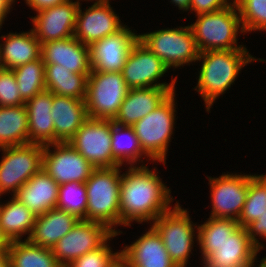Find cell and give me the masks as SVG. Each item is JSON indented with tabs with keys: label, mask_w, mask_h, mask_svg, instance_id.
Masks as SVG:
<instances>
[{
	"label": "cell",
	"mask_w": 266,
	"mask_h": 267,
	"mask_svg": "<svg viewBox=\"0 0 266 267\" xmlns=\"http://www.w3.org/2000/svg\"><path fill=\"white\" fill-rule=\"evenodd\" d=\"M26 4L35 11H40L45 8H50L57 4H61L66 0H25Z\"/></svg>",
	"instance_id": "obj_40"
},
{
	"label": "cell",
	"mask_w": 266,
	"mask_h": 267,
	"mask_svg": "<svg viewBox=\"0 0 266 267\" xmlns=\"http://www.w3.org/2000/svg\"><path fill=\"white\" fill-rule=\"evenodd\" d=\"M120 167L95 168L85 182L86 220L101 223L115 234L121 232L114 228L120 225Z\"/></svg>",
	"instance_id": "obj_4"
},
{
	"label": "cell",
	"mask_w": 266,
	"mask_h": 267,
	"mask_svg": "<svg viewBox=\"0 0 266 267\" xmlns=\"http://www.w3.org/2000/svg\"><path fill=\"white\" fill-rule=\"evenodd\" d=\"M56 208L71 213L79 220H86V184L73 181L59 185Z\"/></svg>",
	"instance_id": "obj_34"
},
{
	"label": "cell",
	"mask_w": 266,
	"mask_h": 267,
	"mask_svg": "<svg viewBox=\"0 0 266 267\" xmlns=\"http://www.w3.org/2000/svg\"><path fill=\"white\" fill-rule=\"evenodd\" d=\"M113 120L88 118L68 141L95 168L122 166L112 152Z\"/></svg>",
	"instance_id": "obj_11"
},
{
	"label": "cell",
	"mask_w": 266,
	"mask_h": 267,
	"mask_svg": "<svg viewBox=\"0 0 266 267\" xmlns=\"http://www.w3.org/2000/svg\"><path fill=\"white\" fill-rule=\"evenodd\" d=\"M126 26L89 46L92 71L121 72L138 35Z\"/></svg>",
	"instance_id": "obj_16"
},
{
	"label": "cell",
	"mask_w": 266,
	"mask_h": 267,
	"mask_svg": "<svg viewBox=\"0 0 266 267\" xmlns=\"http://www.w3.org/2000/svg\"><path fill=\"white\" fill-rule=\"evenodd\" d=\"M29 144L25 104L0 106V148Z\"/></svg>",
	"instance_id": "obj_29"
},
{
	"label": "cell",
	"mask_w": 266,
	"mask_h": 267,
	"mask_svg": "<svg viewBox=\"0 0 266 267\" xmlns=\"http://www.w3.org/2000/svg\"><path fill=\"white\" fill-rule=\"evenodd\" d=\"M124 27L109 2H95L85 12H82L79 6L73 36L84 45L90 46L106 36L119 32Z\"/></svg>",
	"instance_id": "obj_18"
},
{
	"label": "cell",
	"mask_w": 266,
	"mask_h": 267,
	"mask_svg": "<svg viewBox=\"0 0 266 267\" xmlns=\"http://www.w3.org/2000/svg\"><path fill=\"white\" fill-rule=\"evenodd\" d=\"M46 90L59 96L85 99L87 79L85 74L73 73L58 64H45Z\"/></svg>",
	"instance_id": "obj_28"
},
{
	"label": "cell",
	"mask_w": 266,
	"mask_h": 267,
	"mask_svg": "<svg viewBox=\"0 0 266 267\" xmlns=\"http://www.w3.org/2000/svg\"><path fill=\"white\" fill-rule=\"evenodd\" d=\"M55 143L68 142L88 119L85 99L52 94Z\"/></svg>",
	"instance_id": "obj_22"
},
{
	"label": "cell",
	"mask_w": 266,
	"mask_h": 267,
	"mask_svg": "<svg viewBox=\"0 0 266 267\" xmlns=\"http://www.w3.org/2000/svg\"><path fill=\"white\" fill-rule=\"evenodd\" d=\"M266 212V184L257 176L252 175L248 181V193L238 224L246 228Z\"/></svg>",
	"instance_id": "obj_33"
},
{
	"label": "cell",
	"mask_w": 266,
	"mask_h": 267,
	"mask_svg": "<svg viewBox=\"0 0 266 267\" xmlns=\"http://www.w3.org/2000/svg\"><path fill=\"white\" fill-rule=\"evenodd\" d=\"M259 267H266V257H264L263 259H261L260 265H258Z\"/></svg>",
	"instance_id": "obj_46"
},
{
	"label": "cell",
	"mask_w": 266,
	"mask_h": 267,
	"mask_svg": "<svg viewBox=\"0 0 266 267\" xmlns=\"http://www.w3.org/2000/svg\"><path fill=\"white\" fill-rule=\"evenodd\" d=\"M41 58L44 64L62 65L73 73L87 77L92 72L89 46L74 36L41 43Z\"/></svg>",
	"instance_id": "obj_19"
},
{
	"label": "cell",
	"mask_w": 266,
	"mask_h": 267,
	"mask_svg": "<svg viewBox=\"0 0 266 267\" xmlns=\"http://www.w3.org/2000/svg\"><path fill=\"white\" fill-rule=\"evenodd\" d=\"M91 1V0H90ZM93 1V0H92ZM96 3H105V2H109V0H95ZM77 3H80L79 0L76 1Z\"/></svg>",
	"instance_id": "obj_47"
},
{
	"label": "cell",
	"mask_w": 266,
	"mask_h": 267,
	"mask_svg": "<svg viewBox=\"0 0 266 267\" xmlns=\"http://www.w3.org/2000/svg\"><path fill=\"white\" fill-rule=\"evenodd\" d=\"M80 3L66 0L50 8L38 11L31 17L32 31L41 42L62 40L74 35L76 17Z\"/></svg>",
	"instance_id": "obj_17"
},
{
	"label": "cell",
	"mask_w": 266,
	"mask_h": 267,
	"mask_svg": "<svg viewBox=\"0 0 266 267\" xmlns=\"http://www.w3.org/2000/svg\"><path fill=\"white\" fill-rule=\"evenodd\" d=\"M240 14L243 32L266 30V0H233Z\"/></svg>",
	"instance_id": "obj_35"
},
{
	"label": "cell",
	"mask_w": 266,
	"mask_h": 267,
	"mask_svg": "<svg viewBox=\"0 0 266 267\" xmlns=\"http://www.w3.org/2000/svg\"><path fill=\"white\" fill-rule=\"evenodd\" d=\"M74 215L65 210L53 208L36 217L29 242L45 248H52L78 222Z\"/></svg>",
	"instance_id": "obj_25"
},
{
	"label": "cell",
	"mask_w": 266,
	"mask_h": 267,
	"mask_svg": "<svg viewBox=\"0 0 266 267\" xmlns=\"http://www.w3.org/2000/svg\"><path fill=\"white\" fill-rule=\"evenodd\" d=\"M252 175L222 174L209 177L214 218L238 220L248 193V181Z\"/></svg>",
	"instance_id": "obj_15"
},
{
	"label": "cell",
	"mask_w": 266,
	"mask_h": 267,
	"mask_svg": "<svg viewBox=\"0 0 266 267\" xmlns=\"http://www.w3.org/2000/svg\"><path fill=\"white\" fill-rule=\"evenodd\" d=\"M10 242L6 239L0 229V250L1 249H8Z\"/></svg>",
	"instance_id": "obj_45"
},
{
	"label": "cell",
	"mask_w": 266,
	"mask_h": 267,
	"mask_svg": "<svg viewBox=\"0 0 266 267\" xmlns=\"http://www.w3.org/2000/svg\"><path fill=\"white\" fill-rule=\"evenodd\" d=\"M15 0H0V15L6 18Z\"/></svg>",
	"instance_id": "obj_41"
},
{
	"label": "cell",
	"mask_w": 266,
	"mask_h": 267,
	"mask_svg": "<svg viewBox=\"0 0 266 267\" xmlns=\"http://www.w3.org/2000/svg\"><path fill=\"white\" fill-rule=\"evenodd\" d=\"M50 147L55 150L50 151ZM42 168L59 185L73 181L85 183L95 169L69 142L45 145Z\"/></svg>",
	"instance_id": "obj_13"
},
{
	"label": "cell",
	"mask_w": 266,
	"mask_h": 267,
	"mask_svg": "<svg viewBox=\"0 0 266 267\" xmlns=\"http://www.w3.org/2000/svg\"><path fill=\"white\" fill-rule=\"evenodd\" d=\"M4 20H5V18L0 15V28H2L1 26H2Z\"/></svg>",
	"instance_id": "obj_49"
},
{
	"label": "cell",
	"mask_w": 266,
	"mask_h": 267,
	"mask_svg": "<svg viewBox=\"0 0 266 267\" xmlns=\"http://www.w3.org/2000/svg\"><path fill=\"white\" fill-rule=\"evenodd\" d=\"M36 215L23 205L16 197L0 205V229L9 242L21 241L28 233L29 238Z\"/></svg>",
	"instance_id": "obj_27"
},
{
	"label": "cell",
	"mask_w": 266,
	"mask_h": 267,
	"mask_svg": "<svg viewBox=\"0 0 266 267\" xmlns=\"http://www.w3.org/2000/svg\"><path fill=\"white\" fill-rule=\"evenodd\" d=\"M266 184V175H257Z\"/></svg>",
	"instance_id": "obj_48"
},
{
	"label": "cell",
	"mask_w": 266,
	"mask_h": 267,
	"mask_svg": "<svg viewBox=\"0 0 266 267\" xmlns=\"http://www.w3.org/2000/svg\"><path fill=\"white\" fill-rule=\"evenodd\" d=\"M0 69H3L2 62H1V53H0Z\"/></svg>",
	"instance_id": "obj_50"
},
{
	"label": "cell",
	"mask_w": 266,
	"mask_h": 267,
	"mask_svg": "<svg viewBox=\"0 0 266 267\" xmlns=\"http://www.w3.org/2000/svg\"><path fill=\"white\" fill-rule=\"evenodd\" d=\"M129 90L121 72L92 71L85 98L88 118L114 120Z\"/></svg>",
	"instance_id": "obj_7"
},
{
	"label": "cell",
	"mask_w": 266,
	"mask_h": 267,
	"mask_svg": "<svg viewBox=\"0 0 266 267\" xmlns=\"http://www.w3.org/2000/svg\"><path fill=\"white\" fill-rule=\"evenodd\" d=\"M231 4L228 0H191L189 9L199 15L220 11Z\"/></svg>",
	"instance_id": "obj_38"
},
{
	"label": "cell",
	"mask_w": 266,
	"mask_h": 267,
	"mask_svg": "<svg viewBox=\"0 0 266 267\" xmlns=\"http://www.w3.org/2000/svg\"><path fill=\"white\" fill-rule=\"evenodd\" d=\"M195 228L204 267H249L259 248L236 220L209 217Z\"/></svg>",
	"instance_id": "obj_1"
},
{
	"label": "cell",
	"mask_w": 266,
	"mask_h": 267,
	"mask_svg": "<svg viewBox=\"0 0 266 267\" xmlns=\"http://www.w3.org/2000/svg\"><path fill=\"white\" fill-rule=\"evenodd\" d=\"M7 255L9 267H61L50 248L27 239L10 242Z\"/></svg>",
	"instance_id": "obj_30"
},
{
	"label": "cell",
	"mask_w": 266,
	"mask_h": 267,
	"mask_svg": "<svg viewBox=\"0 0 266 267\" xmlns=\"http://www.w3.org/2000/svg\"><path fill=\"white\" fill-rule=\"evenodd\" d=\"M59 184L42 168L14 195L36 216L56 208Z\"/></svg>",
	"instance_id": "obj_23"
},
{
	"label": "cell",
	"mask_w": 266,
	"mask_h": 267,
	"mask_svg": "<svg viewBox=\"0 0 266 267\" xmlns=\"http://www.w3.org/2000/svg\"><path fill=\"white\" fill-rule=\"evenodd\" d=\"M109 267H132L129 262L119 254L109 265Z\"/></svg>",
	"instance_id": "obj_42"
},
{
	"label": "cell",
	"mask_w": 266,
	"mask_h": 267,
	"mask_svg": "<svg viewBox=\"0 0 266 267\" xmlns=\"http://www.w3.org/2000/svg\"><path fill=\"white\" fill-rule=\"evenodd\" d=\"M168 69L170 68L162 60L137 40L128 54L121 73L130 89L146 87L175 88L176 78L169 84L157 82L159 78L167 73Z\"/></svg>",
	"instance_id": "obj_14"
},
{
	"label": "cell",
	"mask_w": 266,
	"mask_h": 267,
	"mask_svg": "<svg viewBox=\"0 0 266 267\" xmlns=\"http://www.w3.org/2000/svg\"><path fill=\"white\" fill-rule=\"evenodd\" d=\"M158 173L143 164L130 166L122 174L120 182V225L131 226V222H148L170 211L173 202L170 189L165 186Z\"/></svg>",
	"instance_id": "obj_2"
},
{
	"label": "cell",
	"mask_w": 266,
	"mask_h": 267,
	"mask_svg": "<svg viewBox=\"0 0 266 267\" xmlns=\"http://www.w3.org/2000/svg\"><path fill=\"white\" fill-rule=\"evenodd\" d=\"M1 149L4 155L0 162V196L8 191L14 196L42 169L44 146L29 143Z\"/></svg>",
	"instance_id": "obj_9"
},
{
	"label": "cell",
	"mask_w": 266,
	"mask_h": 267,
	"mask_svg": "<svg viewBox=\"0 0 266 267\" xmlns=\"http://www.w3.org/2000/svg\"><path fill=\"white\" fill-rule=\"evenodd\" d=\"M172 92H175V88L130 89L113 122L121 126H133L155 110Z\"/></svg>",
	"instance_id": "obj_20"
},
{
	"label": "cell",
	"mask_w": 266,
	"mask_h": 267,
	"mask_svg": "<svg viewBox=\"0 0 266 267\" xmlns=\"http://www.w3.org/2000/svg\"><path fill=\"white\" fill-rule=\"evenodd\" d=\"M12 70L16 77L20 96L24 101L46 90L45 64L41 57Z\"/></svg>",
	"instance_id": "obj_32"
},
{
	"label": "cell",
	"mask_w": 266,
	"mask_h": 267,
	"mask_svg": "<svg viewBox=\"0 0 266 267\" xmlns=\"http://www.w3.org/2000/svg\"><path fill=\"white\" fill-rule=\"evenodd\" d=\"M228 7L197 16L196 22L190 24L199 52L210 50L246 49L237 45L238 30L244 33L240 14L234 1ZM236 45V46H235Z\"/></svg>",
	"instance_id": "obj_5"
},
{
	"label": "cell",
	"mask_w": 266,
	"mask_h": 267,
	"mask_svg": "<svg viewBox=\"0 0 266 267\" xmlns=\"http://www.w3.org/2000/svg\"><path fill=\"white\" fill-rule=\"evenodd\" d=\"M25 101L20 96L12 69H0V106H20Z\"/></svg>",
	"instance_id": "obj_36"
},
{
	"label": "cell",
	"mask_w": 266,
	"mask_h": 267,
	"mask_svg": "<svg viewBox=\"0 0 266 267\" xmlns=\"http://www.w3.org/2000/svg\"><path fill=\"white\" fill-rule=\"evenodd\" d=\"M119 254L120 252L113 253L106 242L100 248L89 251L75 259L66 267H109Z\"/></svg>",
	"instance_id": "obj_37"
},
{
	"label": "cell",
	"mask_w": 266,
	"mask_h": 267,
	"mask_svg": "<svg viewBox=\"0 0 266 267\" xmlns=\"http://www.w3.org/2000/svg\"><path fill=\"white\" fill-rule=\"evenodd\" d=\"M186 209L176 202L172 210L159 215L152 226L162 237L163 244L177 267H186L193 247L194 229Z\"/></svg>",
	"instance_id": "obj_10"
},
{
	"label": "cell",
	"mask_w": 266,
	"mask_h": 267,
	"mask_svg": "<svg viewBox=\"0 0 266 267\" xmlns=\"http://www.w3.org/2000/svg\"><path fill=\"white\" fill-rule=\"evenodd\" d=\"M28 114L29 143L48 145L55 143L54 121L51 117L52 93L44 90L25 101Z\"/></svg>",
	"instance_id": "obj_24"
},
{
	"label": "cell",
	"mask_w": 266,
	"mask_h": 267,
	"mask_svg": "<svg viewBox=\"0 0 266 267\" xmlns=\"http://www.w3.org/2000/svg\"><path fill=\"white\" fill-rule=\"evenodd\" d=\"M246 229L252 242L259 249H263L264 247L259 243V240L258 238H256V235H259L261 238L263 237L266 240V212L259 216L256 221L249 224Z\"/></svg>",
	"instance_id": "obj_39"
},
{
	"label": "cell",
	"mask_w": 266,
	"mask_h": 267,
	"mask_svg": "<svg viewBox=\"0 0 266 267\" xmlns=\"http://www.w3.org/2000/svg\"><path fill=\"white\" fill-rule=\"evenodd\" d=\"M0 267H9L7 249L0 250Z\"/></svg>",
	"instance_id": "obj_44"
},
{
	"label": "cell",
	"mask_w": 266,
	"mask_h": 267,
	"mask_svg": "<svg viewBox=\"0 0 266 267\" xmlns=\"http://www.w3.org/2000/svg\"><path fill=\"white\" fill-rule=\"evenodd\" d=\"M113 157L122 165L128 161L135 165L142 155L149 157L141 148L132 126H121L113 122L111 128Z\"/></svg>",
	"instance_id": "obj_31"
},
{
	"label": "cell",
	"mask_w": 266,
	"mask_h": 267,
	"mask_svg": "<svg viewBox=\"0 0 266 267\" xmlns=\"http://www.w3.org/2000/svg\"><path fill=\"white\" fill-rule=\"evenodd\" d=\"M115 234L107 226L88 220H78L74 227L51 248L57 262L66 267L89 251L103 246Z\"/></svg>",
	"instance_id": "obj_12"
},
{
	"label": "cell",
	"mask_w": 266,
	"mask_h": 267,
	"mask_svg": "<svg viewBox=\"0 0 266 267\" xmlns=\"http://www.w3.org/2000/svg\"><path fill=\"white\" fill-rule=\"evenodd\" d=\"M138 40L169 68L180 67L199 58L195 37L190 26L161 29L138 35Z\"/></svg>",
	"instance_id": "obj_8"
},
{
	"label": "cell",
	"mask_w": 266,
	"mask_h": 267,
	"mask_svg": "<svg viewBox=\"0 0 266 267\" xmlns=\"http://www.w3.org/2000/svg\"><path fill=\"white\" fill-rule=\"evenodd\" d=\"M175 92H172L158 107L137 121L132 127L142 150L149 160L166 161L175 121Z\"/></svg>",
	"instance_id": "obj_6"
},
{
	"label": "cell",
	"mask_w": 266,
	"mask_h": 267,
	"mask_svg": "<svg viewBox=\"0 0 266 267\" xmlns=\"http://www.w3.org/2000/svg\"><path fill=\"white\" fill-rule=\"evenodd\" d=\"M0 44L3 69H14L41 57V42L35 37L32 29L29 32L9 33L1 36Z\"/></svg>",
	"instance_id": "obj_26"
},
{
	"label": "cell",
	"mask_w": 266,
	"mask_h": 267,
	"mask_svg": "<svg viewBox=\"0 0 266 267\" xmlns=\"http://www.w3.org/2000/svg\"><path fill=\"white\" fill-rule=\"evenodd\" d=\"M201 59L203 62L195 90L202 96L208 112L216 98L234 83L241 68L257 61L247 49L202 51L198 61Z\"/></svg>",
	"instance_id": "obj_3"
},
{
	"label": "cell",
	"mask_w": 266,
	"mask_h": 267,
	"mask_svg": "<svg viewBox=\"0 0 266 267\" xmlns=\"http://www.w3.org/2000/svg\"><path fill=\"white\" fill-rule=\"evenodd\" d=\"M120 254L132 267H177L153 226L133 244L125 246Z\"/></svg>",
	"instance_id": "obj_21"
},
{
	"label": "cell",
	"mask_w": 266,
	"mask_h": 267,
	"mask_svg": "<svg viewBox=\"0 0 266 267\" xmlns=\"http://www.w3.org/2000/svg\"><path fill=\"white\" fill-rule=\"evenodd\" d=\"M171 2L175 3V6H178L179 9L187 11L191 4V0H171Z\"/></svg>",
	"instance_id": "obj_43"
}]
</instances>
